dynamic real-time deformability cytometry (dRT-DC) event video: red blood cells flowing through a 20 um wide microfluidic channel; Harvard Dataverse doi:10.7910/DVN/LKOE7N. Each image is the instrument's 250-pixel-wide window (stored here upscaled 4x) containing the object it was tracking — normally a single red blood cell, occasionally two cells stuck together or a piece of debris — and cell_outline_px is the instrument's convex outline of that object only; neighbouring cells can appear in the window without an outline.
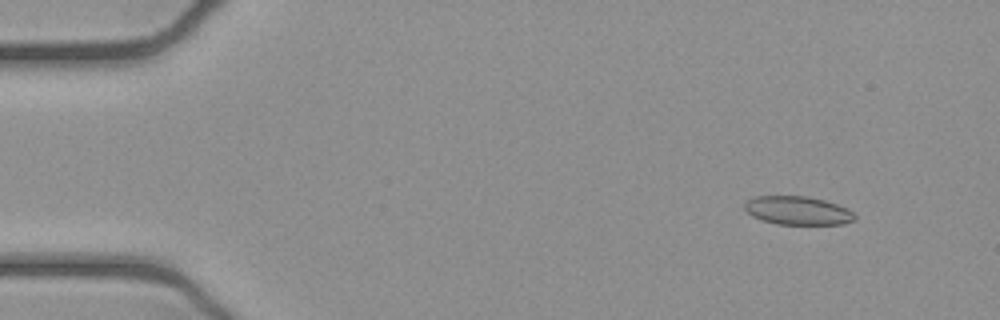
{"species": "common noctule bat (a hibernating species)", "species_latin": "Nyctalus noctula", "temperature_condition": "cold", "stored_images_in_passage": 51, "camera_frame_rate_fps": 3000, "um_per_image_px": 0.085, "animal": {"sex": "female", "body_mass_g": 21.9}, "frame": {"image": 1, "passage_image": 4, "time_ms": 1.0, "image_size_px": [1000, 320], "cell_outline_px": [[856, 220], [844, 224], [776, 224], [752, 216], [744, 208], [744, 204], [748, 200], [756, 196], [808, 196], [824, 200], [848, 208], [856, 216]], "centroid_in_image_um": [67.84, 17.89], "position_along_channel_um": 17.2, "area_um2": 18.26}}
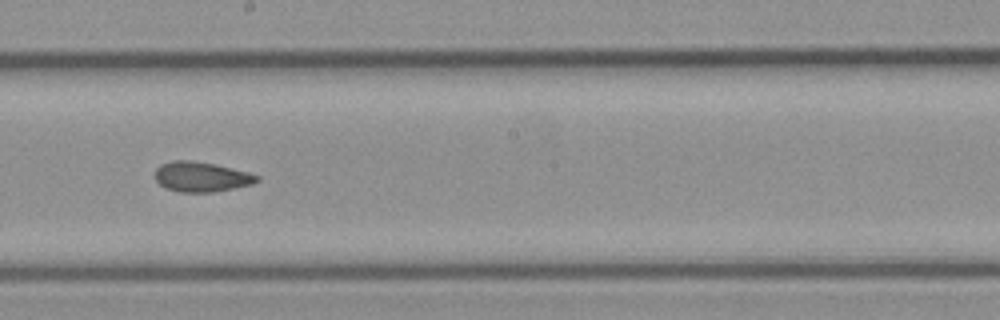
{"frame": {"image": 2, "passage_image": 28, "time_ms": 9.0, "image_size_px": [1000, 320], "cell_outline_px": [[260, 180], [252, 184], [212, 192], [180, 192], [164, 188], [156, 180], [156, 168], [160, 164], [172, 160], [192, 160], [216, 164], [248, 172], [260, 176]], "centroid_in_image_um": [17.1, 15.02], "position_along_channel_um": 231.1, "area_um2": 17.86}}
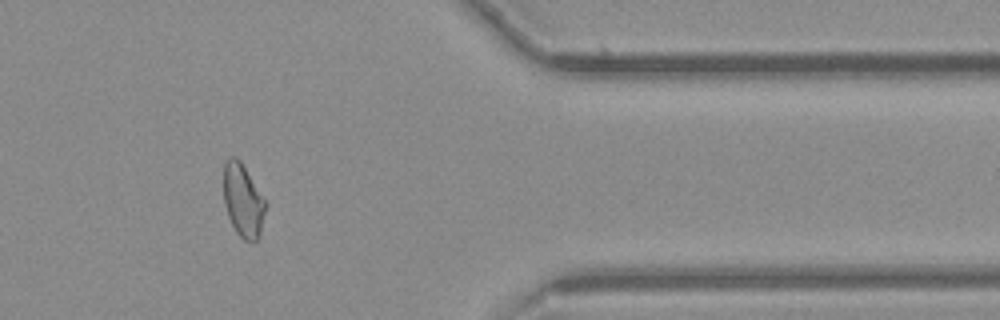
{"frame": {"image": 3, "passage_image": 42, "time_ms": 13.667, "image_size_px": [1000, 320], "cell_outline_px": [[268, 204], [260, 236], [252, 244], [244, 240], [236, 232], [228, 216], [224, 204], [224, 164], [228, 156], [236, 156], [240, 160]], "centroid_in_image_um": [20.68, 17.07], "position_along_channel_um": 390.7, "area_um2": 18.21}, "authors_computed_cell_mechanics": {"area_um2": 18.3804, "velocity_mm_per_s": 3.9101, "shape_relaxation_time_tau1_ms": null, "shape_relaxation_time_tau2_ms": 2.5803, "deformation_change_tau1": null, "deformation_change_tau2": 0.0918}}